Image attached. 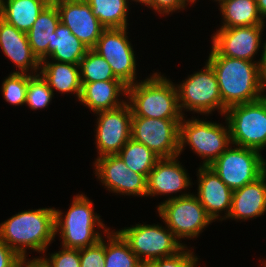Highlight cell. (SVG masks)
Wrapping results in <instances>:
<instances>
[{"mask_svg":"<svg viewBox=\"0 0 266 267\" xmlns=\"http://www.w3.org/2000/svg\"><path fill=\"white\" fill-rule=\"evenodd\" d=\"M207 63L213 68L222 97V114L230 106L253 102L261 95V69L259 62L227 56H209Z\"/></svg>","mask_w":266,"mask_h":267,"instance_id":"1","label":"cell"},{"mask_svg":"<svg viewBox=\"0 0 266 267\" xmlns=\"http://www.w3.org/2000/svg\"><path fill=\"white\" fill-rule=\"evenodd\" d=\"M55 208H39L15 214L0 224V240L20 257L26 249L45 253L55 238Z\"/></svg>","mask_w":266,"mask_h":267,"instance_id":"2","label":"cell"},{"mask_svg":"<svg viewBox=\"0 0 266 267\" xmlns=\"http://www.w3.org/2000/svg\"><path fill=\"white\" fill-rule=\"evenodd\" d=\"M175 85L161 73L155 72L149 78L128 86L126 97L130 101H126L132 117L182 119Z\"/></svg>","mask_w":266,"mask_h":267,"instance_id":"3","label":"cell"},{"mask_svg":"<svg viewBox=\"0 0 266 267\" xmlns=\"http://www.w3.org/2000/svg\"><path fill=\"white\" fill-rule=\"evenodd\" d=\"M93 201L85 195L78 194L74 197L65 217L61 210H54L55 234L61 235L62 247L81 249L96 244L102 238V234L95 230V227L106 229L100 216L94 212ZM97 225V226H96Z\"/></svg>","mask_w":266,"mask_h":267,"instance_id":"4","label":"cell"},{"mask_svg":"<svg viewBox=\"0 0 266 267\" xmlns=\"http://www.w3.org/2000/svg\"><path fill=\"white\" fill-rule=\"evenodd\" d=\"M226 127L210 121L192 118L185 120L184 116L179 124V154L186 144L202 157V166H210L231 143L230 129L226 120Z\"/></svg>","mask_w":266,"mask_h":267,"instance_id":"5","label":"cell"},{"mask_svg":"<svg viewBox=\"0 0 266 267\" xmlns=\"http://www.w3.org/2000/svg\"><path fill=\"white\" fill-rule=\"evenodd\" d=\"M231 143L261 152L266 147V101L237 104L226 109Z\"/></svg>","mask_w":266,"mask_h":267,"instance_id":"6","label":"cell"},{"mask_svg":"<svg viewBox=\"0 0 266 267\" xmlns=\"http://www.w3.org/2000/svg\"><path fill=\"white\" fill-rule=\"evenodd\" d=\"M157 207L165 227H168L178 240L198 237L202 230L213 222L197 196L191 193L168 198Z\"/></svg>","mask_w":266,"mask_h":267,"instance_id":"7","label":"cell"},{"mask_svg":"<svg viewBox=\"0 0 266 267\" xmlns=\"http://www.w3.org/2000/svg\"><path fill=\"white\" fill-rule=\"evenodd\" d=\"M143 265L179 252L185 245L167 227L136 224L117 231Z\"/></svg>","mask_w":266,"mask_h":267,"instance_id":"8","label":"cell"},{"mask_svg":"<svg viewBox=\"0 0 266 267\" xmlns=\"http://www.w3.org/2000/svg\"><path fill=\"white\" fill-rule=\"evenodd\" d=\"M209 167L235 191L259 178L266 171V160L257 150L229 146Z\"/></svg>","mask_w":266,"mask_h":267,"instance_id":"9","label":"cell"},{"mask_svg":"<svg viewBox=\"0 0 266 267\" xmlns=\"http://www.w3.org/2000/svg\"><path fill=\"white\" fill-rule=\"evenodd\" d=\"M178 103L182 110L202 114H211L214 109L222 115V97L213 68L206 62L204 69L194 72L187 79L176 85Z\"/></svg>","mask_w":266,"mask_h":267,"instance_id":"10","label":"cell"},{"mask_svg":"<svg viewBox=\"0 0 266 267\" xmlns=\"http://www.w3.org/2000/svg\"><path fill=\"white\" fill-rule=\"evenodd\" d=\"M182 119L132 117L131 138L160 158L180 156L179 124Z\"/></svg>","mask_w":266,"mask_h":267,"instance_id":"11","label":"cell"},{"mask_svg":"<svg viewBox=\"0 0 266 267\" xmlns=\"http://www.w3.org/2000/svg\"><path fill=\"white\" fill-rule=\"evenodd\" d=\"M127 37V28H105L93 48L111 66L117 79L126 86L135 84L136 57Z\"/></svg>","mask_w":266,"mask_h":267,"instance_id":"12","label":"cell"},{"mask_svg":"<svg viewBox=\"0 0 266 267\" xmlns=\"http://www.w3.org/2000/svg\"><path fill=\"white\" fill-rule=\"evenodd\" d=\"M96 148L97 158L118 154L131 139L132 111L125 103L119 108L97 112Z\"/></svg>","mask_w":266,"mask_h":267,"instance_id":"13","label":"cell"},{"mask_svg":"<svg viewBox=\"0 0 266 267\" xmlns=\"http://www.w3.org/2000/svg\"><path fill=\"white\" fill-rule=\"evenodd\" d=\"M265 25L220 28L212 36V49L209 56H227L252 61L261 44Z\"/></svg>","mask_w":266,"mask_h":267,"instance_id":"14","label":"cell"},{"mask_svg":"<svg viewBox=\"0 0 266 267\" xmlns=\"http://www.w3.org/2000/svg\"><path fill=\"white\" fill-rule=\"evenodd\" d=\"M95 175L113 193L146 196L147 178L131 171L118 154L107 155L95 160Z\"/></svg>","mask_w":266,"mask_h":267,"instance_id":"15","label":"cell"},{"mask_svg":"<svg viewBox=\"0 0 266 267\" xmlns=\"http://www.w3.org/2000/svg\"><path fill=\"white\" fill-rule=\"evenodd\" d=\"M55 5L60 22L89 49H93L105 27L94 16L86 0H59Z\"/></svg>","mask_w":266,"mask_h":267,"instance_id":"16","label":"cell"},{"mask_svg":"<svg viewBox=\"0 0 266 267\" xmlns=\"http://www.w3.org/2000/svg\"><path fill=\"white\" fill-rule=\"evenodd\" d=\"M197 173L199 184L196 195L207 215L216 220L219 216L221 218V211L226 210L220 220L227 219L231 211L233 191L209 166L200 165Z\"/></svg>","mask_w":266,"mask_h":267,"instance_id":"17","label":"cell"},{"mask_svg":"<svg viewBox=\"0 0 266 267\" xmlns=\"http://www.w3.org/2000/svg\"><path fill=\"white\" fill-rule=\"evenodd\" d=\"M177 158H160L157 161L147 178L146 197L177 193L191 186L189 175Z\"/></svg>","mask_w":266,"mask_h":267,"instance_id":"18","label":"cell"},{"mask_svg":"<svg viewBox=\"0 0 266 267\" xmlns=\"http://www.w3.org/2000/svg\"><path fill=\"white\" fill-rule=\"evenodd\" d=\"M0 48L2 52L18 67L14 73L38 74L40 61L33 54L27 34L18 30L0 17ZM30 69V70H29ZM38 70V71H37Z\"/></svg>","mask_w":266,"mask_h":267,"instance_id":"19","label":"cell"},{"mask_svg":"<svg viewBox=\"0 0 266 267\" xmlns=\"http://www.w3.org/2000/svg\"><path fill=\"white\" fill-rule=\"evenodd\" d=\"M266 212V171L255 181L233 191L228 218L248 220Z\"/></svg>","mask_w":266,"mask_h":267,"instance_id":"20","label":"cell"},{"mask_svg":"<svg viewBox=\"0 0 266 267\" xmlns=\"http://www.w3.org/2000/svg\"><path fill=\"white\" fill-rule=\"evenodd\" d=\"M81 84L82 91L79 101L90 108L94 114L100 111L113 110L127 103L118 99L121 94L127 96L128 87L120 80Z\"/></svg>","mask_w":266,"mask_h":267,"instance_id":"21","label":"cell"},{"mask_svg":"<svg viewBox=\"0 0 266 267\" xmlns=\"http://www.w3.org/2000/svg\"><path fill=\"white\" fill-rule=\"evenodd\" d=\"M60 22L56 5H47L26 33L33 54L41 62L52 53L54 32Z\"/></svg>","mask_w":266,"mask_h":267,"instance_id":"22","label":"cell"},{"mask_svg":"<svg viewBox=\"0 0 266 267\" xmlns=\"http://www.w3.org/2000/svg\"><path fill=\"white\" fill-rule=\"evenodd\" d=\"M41 76L46 80L54 93V89L62 93H75L80 98L82 84L79 64L65 63L43 59L40 62Z\"/></svg>","mask_w":266,"mask_h":267,"instance_id":"23","label":"cell"},{"mask_svg":"<svg viewBox=\"0 0 266 267\" xmlns=\"http://www.w3.org/2000/svg\"><path fill=\"white\" fill-rule=\"evenodd\" d=\"M47 5L42 0H0V17L27 33Z\"/></svg>","mask_w":266,"mask_h":267,"instance_id":"24","label":"cell"},{"mask_svg":"<svg viewBox=\"0 0 266 267\" xmlns=\"http://www.w3.org/2000/svg\"><path fill=\"white\" fill-rule=\"evenodd\" d=\"M219 2L223 25L221 28L264 25L256 0H215Z\"/></svg>","mask_w":266,"mask_h":267,"instance_id":"25","label":"cell"},{"mask_svg":"<svg viewBox=\"0 0 266 267\" xmlns=\"http://www.w3.org/2000/svg\"><path fill=\"white\" fill-rule=\"evenodd\" d=\"M88 50L67 26L59 22L54 32L52 53L48 57L57 62L79 64Z\"/></svg>","mask_w":266,"mask_h":267,"instance_id":"26","label":"cell"},{"mask_svg":"<svg viewBox=\"0 0 266 267\" xmlns=\"http://www.w3.org/2000/svg\"><path fill=\"white\" fill-rule=\"evenodd\" d=\"M105 28H127L129 0H86Z\"/></svg>","mask_w":266,"mask_h":267,"instance_id":"27","label":"cell"},{"mask_svg":"<svg viewBox=\"0 0 266 267\" xmlns=\"http://www.w3.org/2000/svg\"><path fill=\"white\" fill-rule=\"evenodd\" d=\"M118 155L131 171L142 174L146 178L160 159L152 150L132 138L119 151Z\"/></svg>","mask_w":266,"mask_h":267,"instance_id":"28","label":"cell"},{"mask_svg":"<svg viewBox=\"0 0 266 267\" xmlns=\"http://www.w3.org/2000/svg\"><path fill=\"white\" fill-rule=\"evenodd\" d=\"M104 267H142L143 264L131 251L129 244L116 231L106 233Z\"/></svg>","mask_w":266,"mask_h":267,"instance_id":"29","label":"cell"},{"mask_svg":"<svg viewBox=\"0 0 266 267\" xmlns=\"http://www.w3.org/2000/svg\"><path fill=\"white\" fill-rule=\"evenodd\" d=\"M81 83L119 80L109 63L93 49H89L79 63Z\"/></svg>","mask_w":266,"mask_h":267,"instance_id":"30","label":"cell"},{"mask_svg":"<svg viewBox=\"0 0 266 267\" xmlns=\"http://www.w3.org/2000/svg\"><path fill=\"white\" fill-rule=\"evenodd\" d=\"M53 96V91L40 73H29L25 104L33 110L42 109L49 105Z\"/></svg>","mask_w":266,"mask_h":267,"instance_id":"31","label":"cell"},{"mask_svg":"<svg viewBox=\"0 0 266 267\" xmlns=\"http://www.w3.org/2000/svg\"><path fill=\"white\" fill-rule=\"evenodd\" d=\"M29 81L28 73H10L2 82V95L6 102L15 106L23 105Z\"/></svg>","mask_w":266,"mask_h":267,"instance_id":"32","label":"cell"},{"mask_svg":"<svg viewBox=\"0 0 266 267\" xmlns=\"http://www.w3.org/2000/svg\"><path fill=\"white\" fill-rule=\"evenodd\" d=\"M184 246L174 255L150 262L148 267H197L198 259L193 252Z\"/></svg>","mask_w":266,"mask_h":267,"instance_id":"33","label":"cell"},{"mask_svg":"<svg viewBox=\"0 0 266 267\" xmlns=\"http://www.w3.org/2000/svg\"><path fill=\"white\" fill-rule=\"evenodd\" d=\"M80 267L105 266V240L101 238L96 244L79 249Z\"/></svg>","mask_w":266,"mask_h":267,"instance_id":"34","label":"cell"},{"mask_svg":"<svg viewBox=\"0 0 266 267\" xmlns=\"http://www.w3.org/2000/svg\"><path fill=\"white\" fill-rule=\"evenodd\" d=\"M52 253L49 258L42 257L50 267H80L79 249L65 248Z\"/></svg>","mask_w":266,"mask_h":267,"instance_id":"35","label":"cell"},{"mask_svg":"<svg viewBox=\"0 0 266 267\" xmlns=\"http://www.w3.org/2000/svg\"><path fill=\"white\" fill-rule=\"evenodd\" d=\"M146 6L152 7L151 9L162 15L170 14L186 7L181 0H151Z\"/></svg>","mask_w":266,"mask_h":267,"instance_id":"36","label":"cell"},{"mask_svg":"<svg viewBox=\"0 0 266 267\" xmlns=\"http://www.w3.org/2000/svg\"><path fill=\"white\" fill-rule=\"evenodd\" d=\"M21 257L0 240V267H19Z\"/></svg>","mask_w":266,"mask_h":267,"instance_id":"37","label":"cell"},{"mask_svg":"<svg viewBox=\"0 0 266 267\" xmlns=\"http://www.w3.org/2000/svg\"><path fill=\"white\" fill-rule=\"evenodd\" d=\"M26 260H28L26 257H21L19 267H50L42 257H36L27 262Z\"/></svg>","mask_w":266,"mask_h":267,"instance_id":"38","label":"cell"},{"mask_svg":"<svg viewBox=\"0 0 266 267\" xmlns=\"http://www.w3.org/2000/svg\"><path fill=\"white\" fill-rule=\"evenodd\" d=\"M257 8L262 19L266 18V0H256Z\"/></svg>","mask_w":266,"mask_h":267,"instance_id":"39","label":"cell"},{"mask_svg":"<svg viewBox=\"0 0 266 267\" xmlns=\"http://www.w3.org/2000/svg\"><path fill=\"white\" fill-rule=\"evenodd\" d=\"M266 89V70L261 71V95L260 99L266 101V94L263 92ZM264 94V95H263Z\"/></svg>","mask_w":266,"mask_h":267,"instance_id":"40","label":"cell"},{"mask_svg":"<svg viewBox=\"0 0 266 267\" xmlns=\"http://www.w3.org/2000/svg\"><path fill=\"white\" fill-rule=\"evenodd\" d=\"M263 45L264 46H262V47H263L264 50H262V55H261L262 57L258 61L261 71L266 70V42Z\"/></svg>","mask_w":266,"mask_h":267,"instance_id":"41","label":"cell"},{"mask_svg":"<svg viewBox=\"0 0 266 267\" xmlns=\"http://www.w3.org/2000/svg\"><path fill=\"white\" fill-rule=\"evenodd\" d=\"M48 5H55L59 0H42Z\"/></svg>","mask_w":266,"mask_h":267,"instance_id":"42","label":"cell"},{"mask_svg":"<svg viewBox=\"0 0 266 267\" xmlns=\"http://www.w3.org/2000/svg\"><path fill=\"white\" fill-rule=\"evenodd\" d=\"M132 1H134V2H136V3H137V2H138V3L140 2V3H142V4H146V5H147L151 0H132Z\"/></svg>","mask_w":266,"mask_h":267,"instance_id":"43","label":"cell"},{"mask_svg":"<svg viewBox=\"0 0 266 267\" xmlns=\"http://www.w3.org/2000/svg\"><path fill=\"white\" fill-rule=\"evenodd\" d=\"M181 2L186 6V5H188L187 2L193 4L196 2V0H181Z\"/></svg>","mask_w":266,"mask_h":267,"instance_id":"44","label":"cell"}]
</instances>
